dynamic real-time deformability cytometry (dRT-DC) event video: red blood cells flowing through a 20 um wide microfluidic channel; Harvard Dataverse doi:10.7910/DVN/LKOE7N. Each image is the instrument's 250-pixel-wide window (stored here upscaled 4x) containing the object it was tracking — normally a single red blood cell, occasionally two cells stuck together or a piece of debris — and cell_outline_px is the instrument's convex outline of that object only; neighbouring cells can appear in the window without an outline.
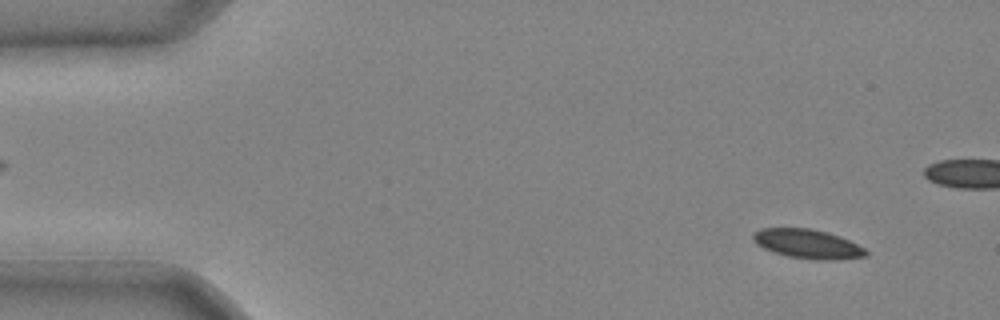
{"species": "common noctule bat (a hibernating species)", "species_latin": "Nyctalus noctula", "temperature_condition": "cold", "stored_images_in_passage": 36, "camera_frame_rate_fps": 3000, "um_per_image_px": 0.085, "animal": {"sex": "male", "body_mass_g": 20.4}, "frame": {"image": 1, "passage_image": 3, "time_ms": 0.667, "image_size_px": [1000, 320], "cell_outline_px": [[868, 256], [828, 260], [816, 260], [788, 256], [772, 252], [756, 244], [752, 240], [752, 232], [760, 228], [812, 228], [828, 232], [840, 236], [864, 248], [868, 252]], "centroid_in_image_um": [68.6, 20.72], "position_along_channel_um": 16.4, "area_um2": 19.31}}
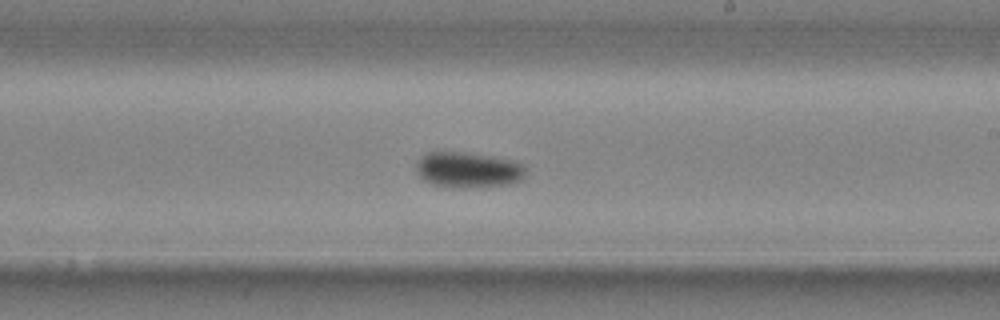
{"frame": {"image": 2, "passage_image": 25, "time_ms": 8.0, "image_size_px": [1000, 320], "cell_outline_px": [[524, 180], [508, 184], [464, 188], [452, 188], [432, 184], [424, 180], [420, 176], [416, 168], [416, 164], [428, 152], [460, 152], [492, 156], [512, 160], [524, 164]], "centroid_in_image_um": [39.82, 14.45], "position_along_channel_um": 249.2, "area_um2": 22.66}}
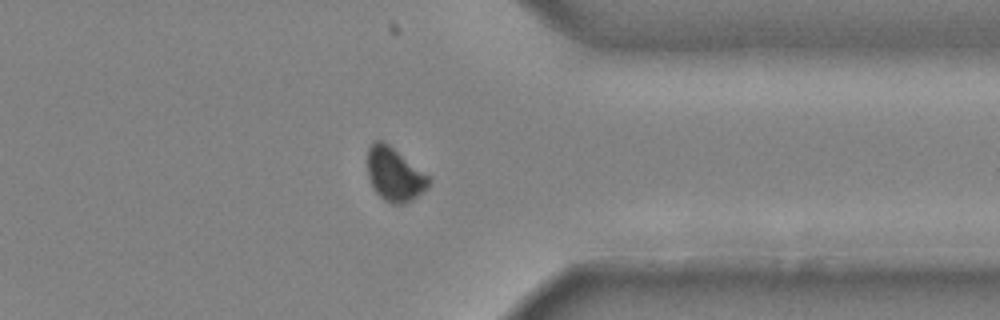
{"frame": {"image": 3, "passage_image": 34, "time_ms": 11.0, "image_size_px": [1000, 320], "cell_outline_px": [[432, 180], [428, 188], [412, 200], [404, 204], [392, 204], [384, 200], [372, 188], [368, 176], [368, 148], [372, 140], [380, 140], [388, 144], [432, 176]], "centroid_in_image_um": [33.57, 14.82], "position_along_channel_um": 377.8, "area_um2": 19.54}}